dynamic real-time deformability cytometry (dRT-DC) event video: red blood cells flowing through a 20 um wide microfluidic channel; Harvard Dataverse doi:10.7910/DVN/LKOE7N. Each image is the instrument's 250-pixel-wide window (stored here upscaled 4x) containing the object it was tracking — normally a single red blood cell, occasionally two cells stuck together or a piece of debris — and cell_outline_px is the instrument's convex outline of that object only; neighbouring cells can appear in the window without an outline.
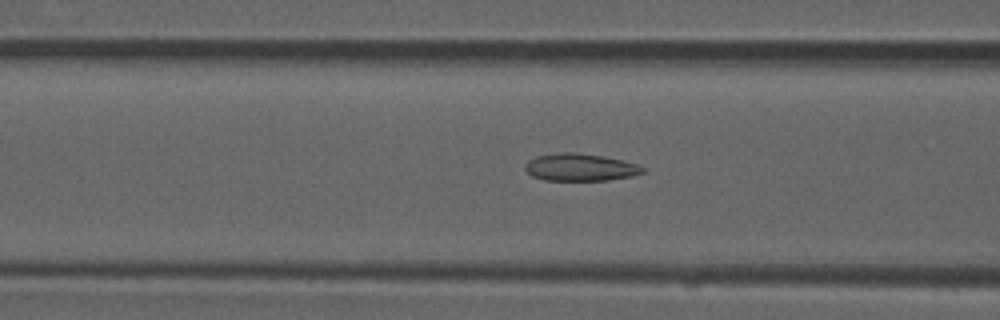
{"species": "common noctule bat (a hibernating species)", "species_latin": "Nyctalus noctula", "temperature_condition": "room temperature", "stored_images_in_passage": 52, "camera_frame_rate_fps": 3000, "um_per_image_px": 0.085, "animal": {"sex": "male", "forearm_length_mm": 52.5}, "frame": {"image": 1, "passage_image": 20, "time_ms": 6.333, "image_size_px": [1000, 320], "cell_outline_px": [[644, 172], [632, 176], [608, 180], [544, 180], [532, 176], [524, 168], [524, 164], [528, 160], [536, 156], [564, 152], [572, 152], [604, 156], [636, 164], [644, 168]], "centroid_in_image_um": [49.28, 14.22], "position_along_channel_um": 117.3, "area_um2": 18.61}}
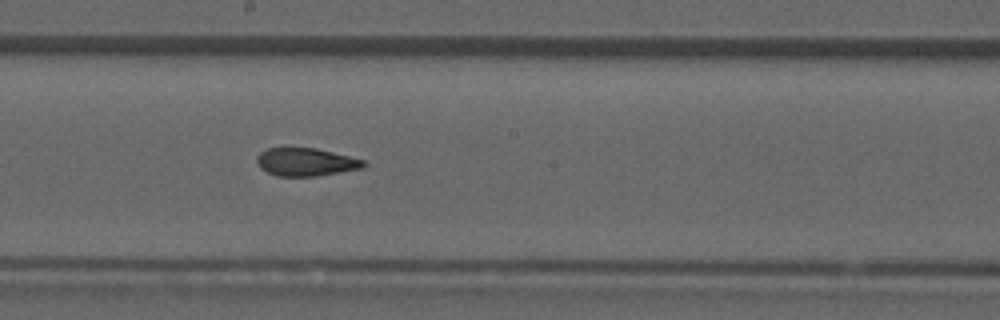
{"frame": {"image": 2, "passage_image": 28, "time_ms": 9.0, "image_size_px": [1000, 320], "cell_outline_px": [[368, 164], [364, 168], [316, 176], [276, 176], [260, 168], [256, 160], [256, 156], [260, 152], [268, 148], [316, 148], [364, 160]], "centroid_in_image_um": [26.0, 13.77], "position_along_channel_um": 222.2, "area_um2": 17.4}}
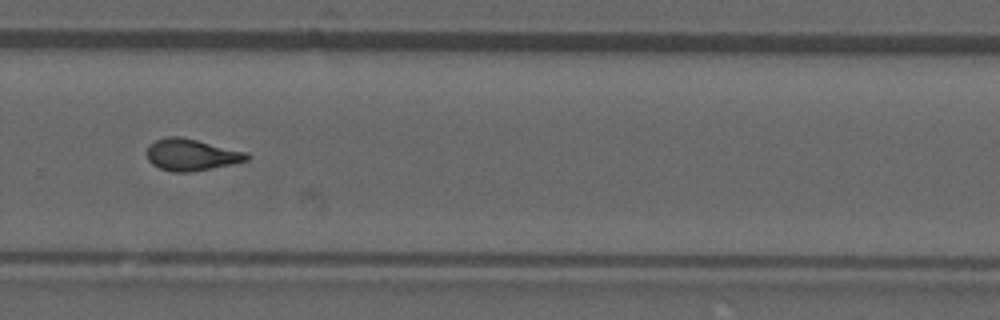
{"frame": {"image": 3, "passage_image": 35, "time_ms": 11.333, "image_size_px": [1000, 320], "cell_outline_px": [[252, 156], [248, 160], [232, 164], [192, 172], [172, 172], [160, 168], [152, 164], [148, 160], [148, 148], [156, 140], [168, 136], [180, 136], [248, 152]], "centroid_in_image_um": [16.31, 13.16], "position_along_channel_um": 313.5, "area_um2": 18.44}, "authors_computed_cell_mechanics": {"area_um2": 18.3515, "velocity_mm_per_s": 3.9305, "shape_relaxation_time_tau1_ms": null, "shape_relaxation_time_tau2_ms": 1.7907, "deformation_change_tau1": null, "deformation_change_tau2": 0.0915}}